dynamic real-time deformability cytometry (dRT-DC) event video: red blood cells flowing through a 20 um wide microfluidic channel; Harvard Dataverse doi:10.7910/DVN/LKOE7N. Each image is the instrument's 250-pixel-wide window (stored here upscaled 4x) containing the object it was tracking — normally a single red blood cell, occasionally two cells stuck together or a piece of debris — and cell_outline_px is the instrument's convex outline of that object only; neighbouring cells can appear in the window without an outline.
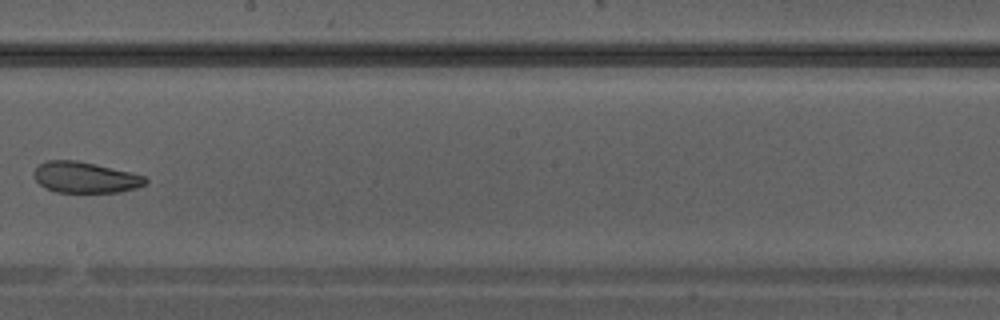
{"species": "Egyptian fruit bat (a non-hibernating species)", "species_latin": "Rousettus aegyptiacus", "temperature_condition": "warm", "stored_images_in_passage": 38, "camera_frame_rate_fps": 3000, "um_per_image_px": 0.085, "animal": {"sex": "male"}, "frame": {"image": 1, "passage_image": 22, "time_ms": 7.0, "image_size_px": [1000, 320], "cell_outline_px": [[148, 180], [144, 184], [136, 188], [120, 192], [56, 192], [44, 188], [32, 176], [36, 168], [44, 160], [76, 160], [96, 164], [144, 176]], "centroid_in_image_um": [7.19, 15.08], "position_along_channel_um": 241.0, "area_um2": 20.06}}